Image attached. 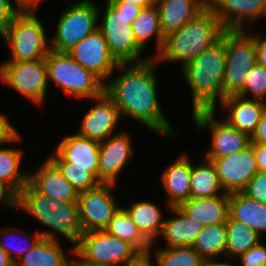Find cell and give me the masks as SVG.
Here are the masks:
<instances>
[{
  "label": "cell",
  "mask_w": 266,
  "mask_h": 266,
  "mask_svg": "<svg viewBox=\"0 0 266 266\" xmlns=\"http://www.w3.org/2000/svg\"><path fill=\"white\" fill-rule=\"evenodd\" d=\"M157 62L150 57L139 63L118 64L117 68L124 74L106 83L105 93L114 101L121 115L132 117L155 133L168 136L173 130L157 99L154 73Z\"/></svg>",
  "instance_id": "1"
},
{
  "label": "cell",
  "mask_w": 266,
  "mask_h": 266,
  "mask_svg": "<svg viewBox=\"0 0 266 266\" xmlns=\"http://www.w3.org/2000/svg\"><path fill=\"white\" fill-rule=\"evenodd\" d=\"M226 52L224 34L192 61L182 67L185 80L192 90L193 111H216L217 96L226 98L223 88Z\"/></svg>",
  "instance_id": "2"
},
{
  "label": "cell",
  "mask_w": 266,
  "mask_h": 266,
  "mask_svg": "<svg viewBox=\"0 0 266 266\" xmlns=\"http://www.w3.org/2000/svg\"><path fill=\"white\" fill-rule=\"evenodd\" d=\"M226 29L206 5L182 28L165 37L163 47L156 60L181 61L182 67L192 61L209 46L219 41Z\"/></svg>",
  "instance_id": "3"
},
{
  "label": "cell",
  "mask_w": 266,
  "mask_h": 266,
  "mask_svg": "<svg viewBox=\"0 0 266 266\" xmlns=\"http://www.w3.org/2000/svg\"><path fill=\"white\" fill-rule=\"evenodd\" d=\"M18 209L25 210L55 231L65 236L74 246L83 235L77 203L55 200L40 193L28 182L18 194Z\"/></svg>",
  "instance_id": "4"
},
{
  "label": "cell",
  "mask_w": 266,
  "mask_h": 266,
  "mask_svg": "<svg viewBox=\"0 0 266 266\" xmlns=\"http://www.w3.org/2000/svg\"><path fill=\"white\" fill-rule=\"evenodd\" d=\"M34 12L35 8H22L0 33L12 53V60L8 61L39 60L46 58L50 51L44 27Z\"/></svg>",
  "instance_id": "5"
},
{
  "label": "cell",
  "mask_w": 266,
  "mask_h": 266,
  "mask_svg": "<svg viewBox=\"0 0 266 266\" xmlns=\"http://www.w3.org/2000/svg\"><path fill=\"white\" fill-rule=\"evenodd\" d=\"M45 62L48 78L68 95L94 99L105 92L104 82L76 62L68 52L50 49Z\"/></svg>",
  "instance_id": "6"
},
{
  "label": "cell",
  "mask_w": 266,
  "mask_h": 266,
  "mask_svg": "<svg viewBox=\"0 0 266 266\" xmlns=\"http://www.w3.org/2000/svg\"><path fill=\"white\" fill-rule=\"evenodd\" d=\"M71 250L73 255L97 266H126L141 255L132 244L106 230L84 232Z\"/></svg>",
  "instance_id": "7"
},
{
  "label": "cell",
  "mask_w": 266,
  "mask_h": 266,
  "mask_svg": "<svg viewBox=\"0 0 266 266\" xmlns=\"http://www.w3.org/2000/svg\"><path fill=\"white\" fill-rule=\"evenodd\" d=\"M226 63L223 88L226 97L238 95L251 68L256 64L255 35L245 30L224 32Z\"/></svg>",
  "instance_id": "8"
},
{
  "label": "cell",
  "mask_w": 266,
  "mask_h": 266,
  "mask_svg": "<svg viewBox=\"0 0 266 266\" xmlns=\"http://www.w3.org/2000/svg\"><path fill=\"white\" fill-rule=\"evenodd\" d=\"M98 9L91 0H83L66 9L58 20L51 50L69 52L83 38L97 27Z\"/></svg>",
  "instance_id": "9"
},
{
  "label": "cell",
  "mask_w": 266,
  "mask_h": 266,
  "mask_svg": "<svg viewBox=\"0 0 266 266\" xmlns=\"http://www.w3.org/2000/svg\"><path fill=\"white\" fill-rule=\"evenodd\" d=\"M103 23L98 30L103 34L111 56L118 64L139 63V56L144 50L137 42L133 33V17L119 14L108 2L105 7Z\"/></svg>",
  "instance_id": "10"
},
{
  "label": "cell",
  "mask_w": 266,
  "mask_h": 266,
  "mask_svg": "<svg viewBox=\"0 0 266 266\" xmlns=\"http://www.w3.org/2000/svg\"><path fill=\"white\" fill-rule=\"evenodd\" d=\"M1 79L16 91L41 105L47 92L45 58L34 61H6L0 66Z\"/></svg>",
  "instance_id": "11"
},
{
  "label": "cell",
  "mask_w": 266,
  "mask_h": 266,
  "mask_svg": "<svg viewBox=\"0 0 266 266\" xmlns=\"http://www.w3.org/2000/svg\"><path fill=\"white\" fill-rule=\"evenodd\" d=\"M112 186L100 183L93 189L79 193L77 204L83 232L105 230L120 208L110 192Z\"/></svg>",
  "instance_id": "12"
},
{
  "label": "cell",
  "mask_w": 266,
  "mask_h": 266,
  "mask_svg": "<svg viewBox=\"0 0 266 266\" xmlns=\"http://www.w3.org/2000/svg\"><path fill=\"white\" fill-rule=\"evenodd\" d=\"M215 166L225 193L242 192L258 172L255 153L250 145L221 158H205Z\"/></svg>",
  "instance_id": "13"
},
{
  "label": "cell",
  "mask_w": 266,
  "mask_h": 266,
  "mask_svg": "<svg viewBox=\"0 0 266 266\" xmlns=\"http://www.w3.org/2000/svg\"><path fill=\"white\" fill-rule=\"evenodd\" d=\"M215 111H199L193 113V120L198 127L210 128L212 132V147L206 152L205 158H221L247 148L251 137L226 121L214 120Z\"/></svg>",
  "instance_id": "14"
},
{
  "label": "cell",
  "mask_w": 266,
  "mask_h": 266,
  "mask_svg": "<svg viewBox=\"0 0 266 266\" xmlns=\"http://www.w3.org/2000/svg\"><path fill=\"white\" fill-rule=\"evenodd\" d=\"M68 53L76 62L93 72L103 82L118 66L110 54L105 37L98 29L83 38Z\"/></svg>",
  "instance_id": "15"
},
{
  "label": "cell",
  "mask_w": 266,
  "mask_h": 266,
  "mask_svg": "<svg viewBox=\"0 0 266 266\" xmlns=\"http://www.w3.org/2000/svg\"><path fill=\"white\" fill-rule=\"evenodd\" d=\"M131 137L128 133L120 132L100 142L98 181L103 184H113L116 177L133 153Z\"/></svg>",
  "instance_id": "16"
},
{
  "label": "cell",
  "mask_w": 266,
  "mask_h": 266,
  "mask_svg": "<svg viewBox=\"0 0 266 266\" xmlns=\"http://www.w3.org/2000/svg\"><path fill=\"white\" fill-rule=\"evenodd\" d=\"M93 100L99 103L86 113L78 134L99 142L106 141L113 133L121 114L105 92Z\"/></svg>",
  "instance_id": "17"
},
{
  "label": "cell",
  "mask_w": 266,
  "mask_h": 266,
  "mask_svg": "<svg viewBox=\"0 0 266 266\" xmlns=\"http://www.w3.org/2000/svg\"><path fill=\"white\" fill-rule=\"evenodd\" d=\"M207 5L226 30H245V18L252 22L266 13V0H209Z\"/></svg>",
  "instance_id": "18"
},
{
  "label": "cell",
  "mask_w": 266,
  "mask_h": 266,
  "mask_svg": "<svg viewBox=\"0 0 266 266\" xmlns=\"http://www.w3.org/2000/svg\"><path fill=\"white\" fill-rule=\"evenodd\" d=\"M99 151V141L73 134L59 143L56 153L75 168L87 169L98 179Z\"/></svg>",
  "instance_id": "19"
},
{
  "label": "cell",
  "mask_w": 266,
  "mask_h": 266,
  "mask_svg": "<svg viewBox=\"0 0 266 266\" xmlns=\"http://www.w3.org/2000/svg\"><path fill=\"white\" fill-rule=\"evenodd\" d=\"M29 182L40 192L58 201L77 203L79 193L64 179L58 167L49 159L35 173H29Z\"/></svg>",
  "instance_id": "20"
},
{
  "label": "cell",
  "mask_w": 266,
  "mask_h": 266,
  "mask_svg": "<svg viewBox=\"0 0 266 266\" xmlns=\"http://www.w3.org/2000/svg\"><path fill=\"white\" fill-rule=\"evenodd\" d=\"M178 208L202 226L226 223L229 216V194L208 198H192L182 202Z\"/></svg>",
  "instance_id": "21"
},
{
  "label": "cell",
  "mask_w": 266,
  "mask_h": 266,
  "mask_svg": "<svg viewBox=\"0 0 266 266\" xmlns=\"http://www.w3.org/2000/svg\"><path fill=\"white\" fill-rule=\"evenodd\" d=\"M221 105L230 111L225 121L230 126L252 137L256 131L266 102L232 95L226 97Z\"/></svg>",
  "instance_id": "22"
},
{
  "label": "cell",
  "mask_w": 266,
  "mask_h": 266,
  "mask_svg": "<svg viewBox=\"0 0 266 266\" xmlns=\"http://www.w3.org/2000/svg\"><path fill=\"white\" fill-rule=\"evenodd\" d=\"M206 5L205 0H157L156 6L164 37L182 28Z\"/></svg>",
  "instance_id": "23"
},
{
  "label": "cell",
  "mask_w": 266,
  "mask_h": 266,
  "mask_svg": "<svg viewBox=\"0 0 266 266\" xmlns=\"http://www.w3.org/2000/svg\"><path fill=\"white\" fill-rule=\"evenodd\" d=\"M192 162L185 153L170 164L162 174V182L169 195L168 207H178L191 197L190 175Z\"/></svg>",
  "instance_id": "24"
},
{
  "label": "cell",
  "mask_w": 266,
  "mask_h": 266,
  "mask_svg": "<svg viewBox=\"0 0 266 266\" xmlns=\"http://www.w3.org/2000/svg\"><path fill=\"white\" fill-rule=\"evenodd\" d=\"M229 217L255 230L266 231V204L248 198L242 192L229 194Z\"/></svg>",
  "instance_id": "25"
},
{
  "label": "cell",
  "mask_w": 266,
  "mask_h": 266,
  "mask_svg": "<svg viewBox=\"0 0 266 266\" xmlns=\"http://www.w3.org/2000/svg\"><path fill=\"white\" fill-rule=\"evenodd\" d=\"M178 216L164 220L162 235L169 247L192 246L203 226L187 217L178 207H170Z\"/></svg>",
  "instance_id": "26"
},
{
  "label": "cell",
  "mask_w": 266,
  "mask_h": 266,
  "mask_svg": "<svg viewBox=\"0 0 266 266\" xmlns=\"http://www.w3.org/2000/svg\"><path fill=\"white\" fill-rule=\"evenodd\" d=\"M143 237L152 245L155 237L162 233L164 220L156 205L141 201L130 208H124Z\"/></svg>",
  "instance_id": "27"
},
{
  "label": "cell",
  "mask_w": 266,
  "mask_h": 266,
  "mask_svg": "<svg viewBox=\"0 0 266 266\" xmlns=\"http://www.w3.org/2000/svg\"><path fill=\"white\" fill-rule=\"evenodd\" d=\"M66 259L57 239L42 238L15 266H67Z\"/></svg>",
  "instance_id": "28"
},
{
  "label": "cell",
  "mask_w": 266,
  "mask_h": 266,
  "mask_svg": "<svg viewBox=\"0 0 266 266\" xmlns=\"http://www.w3.org/2000/svg\"><path fill=\"white\" fill-rule=\"evenodd\" d=\"M109 234L132 244L141 254H149L152 246L137 229L127 211L120 207L105 229Z\"/></svg>",
  "instance_id": "29"
},
{
  "label": "cell",
  "mask_w": 266,
  "mask_h": 266,
  "mask_svg": "<svg viewBox=\"0 0 266 266\" xmlns=\"http://www.w3.org/2000/svg\"><path fill=\"white\" fill-rule=\"evenodd\" d=\"M227 246L226 223L203 226L192 247L205 259L224 255Z\"/></svg>",
  "instance_id": "30"
},
{
  "label": "cell",
  "mask_w": 266,
  "mask_h": 266,
  "mask_svg": "<svg viewBox=\"0 0 266 266\" xmlns=\"http://www.w3.org/2000/svg\"><path fill=\"white\" fill-rule=\"evenodd\" d=\"M226 227L227 246L224 252L225 256L230 258L240 256L261 241L259 234L255 230L240 221L231 219L229 216L226 221Z\"/></svg>",
  "instance_id": "31"
},
{
  "label": "cell",
  "mask_w": 266,
  "mask_h": 266,
  "mask_svg": "<svg viewBox=\"0 0 266 266\" xmlns=\"http://www.w3.org/2000/svg\"><path fill=\"white\" fill-rule=\"evenodd\" d=\"M136 42L144 49L146 41L155 34L158 53L161 51L165 37L162 33L158 8L155 5L145 7L132 23Z\"/></svg>",
  "instance_id": "32"
},
{
  "label": "cell",
  "mask_w": 266,
  "mask_h": 266,
  "mask_svg": "<svg viewBox=\"0 0 266 266\" xmlns=\"http://www.w3.org/2000/svg\"><path fill=\"white\" fill-rule=\"evenodd\" d=\"M206 161L207 163L199 164L196 167L192 165L190 175L192 198L218 196V191L223 189L215 166L211 161Z\"/></svg>",
  "instance_id": "33"
},
{
  "label": "cell",
  "mask_w": 266,
  "mask_h": 266,
  "mask_svg": "<svg viewBox=\"0 0 266 266\" xmlns=\"http://www.w3.org/2000/svg\"><path fill=\"white\" fill-rule=\"evenodd\" d=\"M21 157V150L0 148V180L8 184L17 194L29 182V174L19 170Z\"/></svg>",
  "instance_id": "34"
},
{
  "label": "cell",
  "mask_w": 266,
  "mask_h": 266,
  "mask_svg": "<svg viewBox=\"0 0 266 266\" xmlns=\"http://www.w3.org/2000/svg\"><path fill=\"white\" fill-rule=\"evenodd\" d=\"M157 266H203L205 259L192 246H173L156 254Z\"/></svg>",
  "instance_id": "35"
},
{
  "label": "cell",
  "mask_w": 266,
  "mask_h": 266,
  "mask_svg": "<svg viewBox=\"0 0 266 266\" xmlns=\"http://www.w3.org/2000/svg\"><path fill=\"white\" fill-rule=\"evenodd\" d=\"M49 159L58 167L64 179L68 181L78 193L97 187L100 182L87 169L75 168L72 163L64 161L57 153Z\"/></svg>",
  "instance_id": "36"
},
{
  "label": "cell",
  "mask_w": 266,
  "mask_h": 266,
  "mask_svg": "<svg viewBox=\"0 0 266 266\" xmlns=\"http://www.w3.org/2000/svg\"><path fill=\"white\" fill-rule=\"evenodd\" d=\"M249 92L252 93L253 100L265 102L263 97L266 95V68L257 63L248 73L245 85L238 96L246 98Z\"/></svg>",
  "instance_id": "37"
},
{
  "label": "cell",
  "mask_w": 266,
  "mask_h": 266,
  "mask_svg": "<svg viewBox=\"0 0 266 266\" xmlns=\"http://www.w3.org/2000/svg\"><path fill=\"white\" fill-rule=\"evenodd\" d=\"M242 193L250 199L266 204V172L258 171Z\"/></svg>",
  "instance_id": "38"
},
{
  "label": "cell",
  "mask_w": 266,
  "mask_h": 266,
  "mask_svg": "<svg viewBox=\"0 0 266 266\" xmlns=\"http://www.w3.org/2000/svg\"><path fill=\"white\" fill-rule=\"evenodd\" d=\"M5 230H7V231H5ZM5 230H3V232H4V234L6 235V237H7V233H8V238L9 237H11L10 235V232L8 231L9 229L8 228H6ZM7 232V233H6ZM18 237V236H17ZM34 239H33V241H32V243L31 244H29L28 246H29V249L26 251V248H25V246H24V248H22V249H19L18 251L15 249V248H13V247H11L10 246V244L8 245L7 243V239H5V241H6V243L5 242H3L2 241V239L0 240V247L10 256V258L12 259V261L14 262V263H16L17 261H19L28 251H30L33 247H35L36 245H37V243L42 239V238H47V239H56V237H55V234H53L52 232H39V231H37L36 233H35V235H34ZM19 238H20V236H19ZM14 240H15V238H14ZM17 241V240H16ZM19 241V240H18ZM21 241V240H20ZM12 244H13V242H12ZM23 247V246H22ZM13 251H15L16 252V254H17V258L18 259H15L14 257H13V255H12V252ZM26 251V252H25Z\"/></svg>",
  "instance_id": "39"
},
{
  "label": "cell",
  "mask_w": 266,
  "mask_h": 266,
  "mask_svg": "<svg viewBox=\"0 0 266 266\" xmlns=\"http://www.w3.org/2000/svg\"><path fill=\"white\" fill-rule=\"evenodd\" d=\"M239 257L242 266H266V247L259 242Z\"/></svg>",
  "instance_id": "40"
},
{
  "label": "cell",
  "mask_w": 266,
  "mask_h": 266,
  "mask_svg": "<svg viewBox=\"0 0 266 266\" xmlns=\"http://www.w3.org/2000/svg\"><path fill=\"white\" fill-rule=\"evenodd\" d=\"M22 10V7L14 8L11 0H0V33Z\"/></svg>",
  "instance_id": "41"
},
{
  "label": "cell",
  "mask_w": 266,
  "mask_h": 266,
  "mask_svg": "<svg viewBox=\"0 0 266 266\" xmlns=\"http://www.w3.org/2000/svg\"><path fill=\"white\" fill-rule=\"evenodd\" d=\"M7 119V117L0 114V143L14 142L20 138L15 127Z\"/></svg>",
  "instance_id": "42"
},
{
  "label": "cell",
  "mask_w": 266,
  "mask_h": 266,
  "mask_svg": "<svg viewBox=\"0 0 266 266\" xmlns=\"http://www.w3.org/2000/svg\"><path fill=\"white\" fill-rule=\"evenodd\" d=\"M108 3L122 16L133 17V21L142 11V7L122 3L120 0H107Z\"/></svg>",
  "instance_id": "43"
},
{
  "label": "cell",
  "mask_w": 266,
  "mask_h": 266,
  "mask_svg": "<svg viewBox=\"0 0 266 266\" xmlns=\"http://www.w3.org/2000/svg\"><path fill=\"white\" fill-rule=\"evenodd\" d=\"M3 200V202H2ZM0 203L18 207V194L6 183L0 180Z\"/></svg>",
  "instance_id": "44"
},
{
  "label": "cell",
  "mask_w": 266,
  "mask_h": 266,
  "mask_svg": "<svg viewBox=\"0 0 266 266\" xmlns=\"http://www.w3.org/2000/svg\"><path fill=\"white\" fill-rule=\"evenodd\" d=\"M251 143L266 145V106L263 109L256 131L251 137Z\"/></svg>",
  "instance_id": "45"
},
{
  "label": "cell",
  "mask_w": 266,
  "mask_h": 266,
  "mask_svg": "<svg viewBox=\"0 0 266 266\" xmlns=\"http://www.w3.org/2000/svg\"><path fill=\"white\" fill-rule=\"evenodd\" d=\"M256 63L266 68V37L255 35Z\"/></svg>",
  "instance_id": "46"
},
{
  "label": "cell",
  "mask_w": 266,
  "mask_h": 266,
  "mask_svg": "<svg viewBox=\"0 0 266 266\" xmlns=\"http://www.w3.org/2000/svg\"><path fill=\"white\" fill-rule=\"evenodd\" d=\"M255 153L258 171L266 172V145L251 143Z\"/></svg>",
  "instance_id": "47"
},
{
  "label": "cell",
  "mask_w": 266,
  "mask_h": 266,
  "mask_svg": "<svg viewBox=\"0 0 266 266\" xmlns=\"http://www.w3.org/2000/svg\"><path fill=\"white\" fill-rule=\"evenodd\" d=\"M150 254H141L135 261L127 264L126 266H151Z\"/></svg>",
  "instance_id": "48"
},
{
  "label": "cell",
  "mask_w": 266,
  "mask_h": 266,
  "mask_svg": "<svg viewBox=\"0 0 266 266\" xmlns=\"http://www.w3.org/2000/svg\"><path fill=\"white\" fill-rule=\"evenodd\" d=\"M122 3H127L133 6H139L142 8L153 6L157 0H120Z\"/></svg>",
  "instance_id": "49"
},
{
  "label": "cell",
  "mask_w": 266,
  "mask_h": 266,
  "mask_svg": "<svg viewBox=\"0 0 266 266\" xmlns=\"http://www.w3.org/2000/svg\"><path fill=\"white\" fill-rule=\"evenodd\" d=\"M0 266H15L10 256L0 247Z\"/></svg>",
  "instance_id": "50"
},
{
  "label": "cell",
  "mask_w": 266,
  "mask_h": 266,
  "mask_svg": "<svg viewBox=\"0 0 266 266\" xmlns=\"http://www.w3.org/2000/svg\"><path fill=\"white\" fill-rule=\"evenodd\" d=\"M78 260L68 261L67 266H97L95 264L88 263L78 256Z\"/></svg>",
  "instance_id": "51"
},
{
  "label": "cell",
  "mask_w": 266,
  "mask_h": 266,
  "mask_svg": "<svg viewBox=\"0 0 266 266\" xmlns=\"http://www.w3.org/2000/svg\"><path fill=\"white\" fill-rule=\"evenodd\" d=\"M203 266H237L234 264L226 263V262H214L213 259H207L205 260Z\"/></svg>",
  "instance_id": "52"
}]
</instances>
